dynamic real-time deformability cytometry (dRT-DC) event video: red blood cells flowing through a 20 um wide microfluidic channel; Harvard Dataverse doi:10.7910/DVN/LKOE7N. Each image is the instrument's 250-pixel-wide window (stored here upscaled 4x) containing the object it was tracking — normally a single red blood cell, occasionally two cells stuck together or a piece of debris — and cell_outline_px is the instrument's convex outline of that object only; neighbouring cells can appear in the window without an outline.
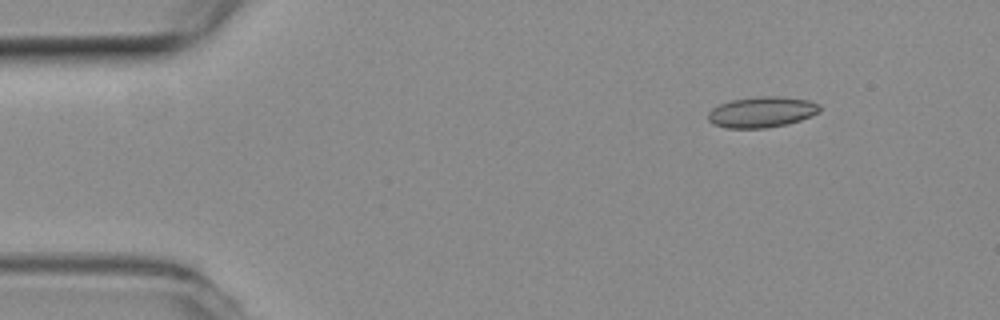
{"species": "common noctule bat (a hibernating species)", "species_latin": "Nyctalus noctula", "temperature_condition": "room temperature", "stored_images_in_passage": 5, "camera_frame_rate_fps": 3000, "um_per_image_px": 0.085, "animal": {"sex": "female", "body_mass_g": 19.3, "forearm_length_mm": 54.1}, "frame": {"image": 1, "passage_image": 1, "time_ms": 0.0, "image_size_px": [1000, 320], "cell_outline_px": [[820, 112], [812, 116], [788, 124], [764, 128], [724, 128], [712, 124], [708, 120], [708, 112], [712, 108], [720, 104], [732, 100], [760, 96], [780, 96], [808, 100], [820, 104]], "centroid_in_image_um": [64.75, 9.53], "position_along_channel_um": 20.2, "area_um2": 20.17}}
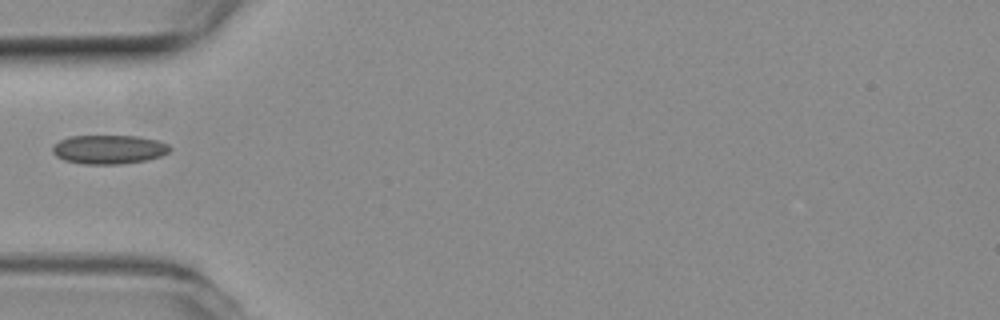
{"frame": {"image": 2, "passage_image": 4, "time_ms": 1.0, "image_size_px": [1000, 320], "cell_outline_px": [[172, 148], [168, 152], [160, 156], [144, 160], [120, 164], [84, 164], [64, 160], [56, 156], [52, 152], [52, 148], [60, 140], [68, 136], [140, 136], [160, 140], [168, 144]], "centroid_in_image_um": [9.27, 12.69], "position_along_channel_um": 75.7, "area_um2": 19.83}}
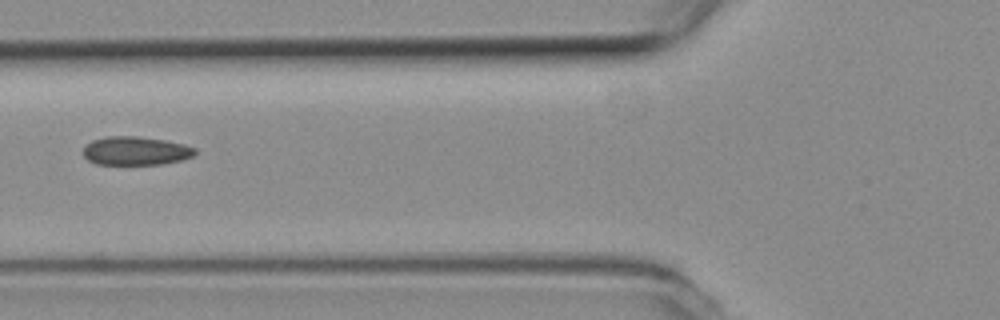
{"frame": {"image": 3, "passage_image": 5, "time_ms": 1.333, "image_size_px": [1000, 320], "cell_outline_px": [[196, 152], [192, 156], [180, 160], [160, 164], [96, 164], [88, 160], [84, 156], [84, 148], [92, 140], [104, 136], [136, 136], [164, 140], [184, 144], [196, 148]], "centroid_in_image_um": [11.52, 12.81], "position_along_channel_um": 114.3, "area_um2": 18.5}}